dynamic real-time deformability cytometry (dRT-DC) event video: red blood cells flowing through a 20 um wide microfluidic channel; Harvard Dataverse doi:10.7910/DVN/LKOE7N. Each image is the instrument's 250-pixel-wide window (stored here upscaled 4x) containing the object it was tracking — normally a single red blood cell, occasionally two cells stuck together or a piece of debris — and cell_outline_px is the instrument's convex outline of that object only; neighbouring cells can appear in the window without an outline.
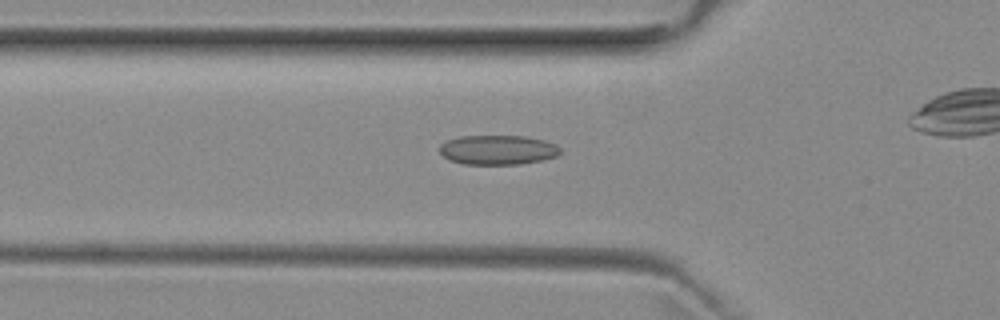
{"species": "common noctule bat (a hibernating species)", "species_latin": "Nyctalus noctula", "temperature_condition": "room temperature", "stored_images_in_passage": 41, "camera_frame_rate_fps": 3000, "um_per_image_px": 0.085, "animal": {"sex": "female", "body_mass_g": 29.2, "forearm_length_mm": 56.3}, "frame": {"image": 1, "passage_image": 16, "time_ms": 5.0, "image_size_px": [1000, 320], "cell_outline_px": [[560, 152], [556, 156], [544, 160], [520, 164], [464, 164], [448, 160], [440, 152], [440, 144], [444, 140], [460, 136], [524, 136], [544, 140], [556, 144], [560, 148]], "centroid_in_image_um": [42.29, 12.74], "position_along_channel_um": 83.5, "area_um2": 20.92}}
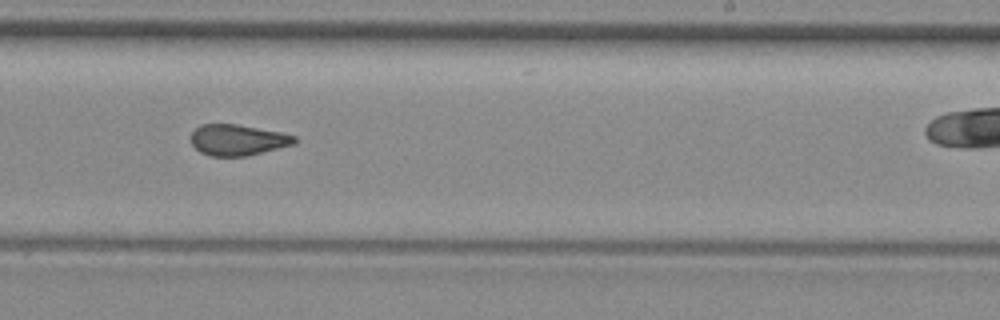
{"frame": {"image": 2, "passage_image": 30, "time_ms": 9.667, "image_size_px": [1000, 320], "cell_outline_px": [[296, 144], [248, 156], [212, 156], [200, 152], [192, 144], [192, 132], [200, 124], [236, 124], [280, 132], [296, 136]], "centroid_in_image_um": [20.23, 11.9], "position_along_channel_um": 268.8, "area_um2": 18.67}}
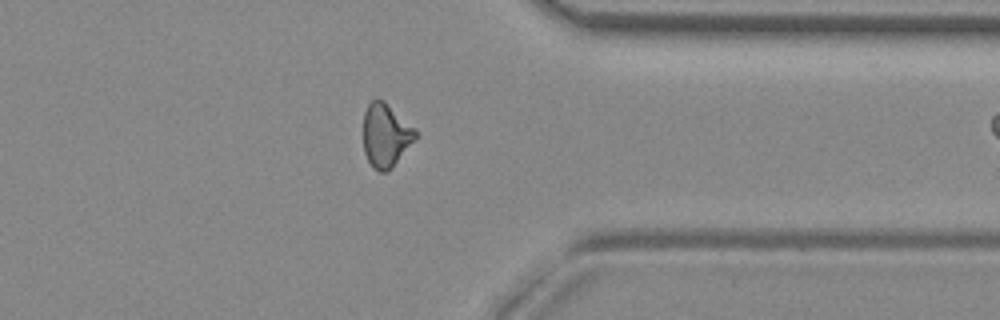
{"frame": {"image": 3, "passage_image": 39, "time_ms": 12.667, "image_size_px": [1000, 320], "cell_outline_px": [[416, 136], [392, 168], [388, 172], [380, 172], [372, 168], [364, 152], [364, 112], [368, 104], [376, 96], [384, 100], [416, 128]], "centroid_in_image_um": [32.77, 11.47], "position_along_channel_um": 378.6, "area_um2": 19.36}}